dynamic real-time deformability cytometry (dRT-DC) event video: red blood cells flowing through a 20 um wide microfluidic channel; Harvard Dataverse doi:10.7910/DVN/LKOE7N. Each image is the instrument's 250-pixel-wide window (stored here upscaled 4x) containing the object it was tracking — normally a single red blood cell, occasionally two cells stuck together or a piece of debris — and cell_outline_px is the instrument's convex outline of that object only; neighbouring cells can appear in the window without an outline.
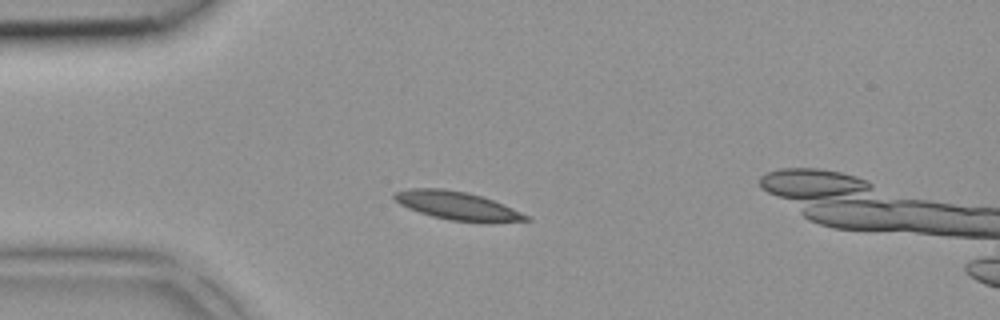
{"species": "common noctule bat (a hibernating species)", "species_latin": "Nyctalus noctula", "temperature_condition": "room temperature", "stored_images_in_passage": 3, "camera_frame_rate_fps": 3000, "um_per_image_px": 0.085, "animal": {"sex": "female", "body_mass_g": 18.4}, "frame": {"image": 1, "passage_image": 2, "time_ms": 0.333, "image_size_px": [1000, 320], "cell_outline_px": [[532, 220], [488, 224], [484, 224], [448, 220], [432, 216], [408, 208], [400, 204], [392, 196], [392, 192], [412, 188], [444, 188], [468, 192], [504, 204], [528, 216]], "centroid_in_image_um": [38.89, 17.51], "position_along_channel_um": 46.1, "area_um2": 22.14}}